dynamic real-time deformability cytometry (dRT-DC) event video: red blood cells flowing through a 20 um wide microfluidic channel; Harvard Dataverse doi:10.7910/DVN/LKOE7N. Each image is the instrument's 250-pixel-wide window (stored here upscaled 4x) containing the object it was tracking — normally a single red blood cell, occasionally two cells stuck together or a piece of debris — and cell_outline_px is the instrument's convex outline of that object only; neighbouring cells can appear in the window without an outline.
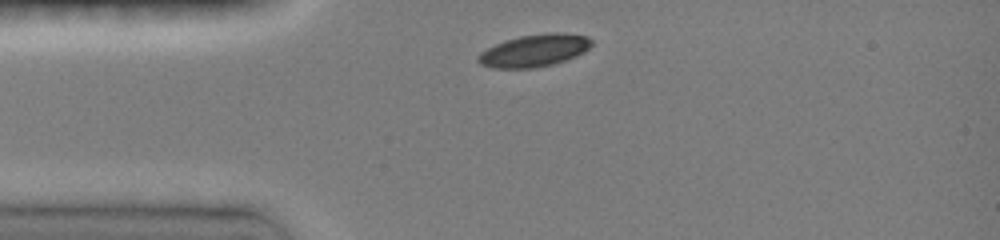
{"species": "common noctule bat (a hibernating species)", "species_latin": "Nyctalus noctula", "temperature_condition": "room temperature", "stored_images_in_passage": 10, "camera_frame_rate_fps": 3000, "um_per_image_px": 0.085, "animal": {"sex": "female", "body_mass_g": 19.0, "forearm_length_mm": 51.5}, "frame": {"image": 1, "passage_image": 1, "time_ms": 0.0, "image_size_px": [1000, 240], "cell_outline_px": [[592, 44], [584, 52], [576, 56], [552, 64], [532, 68], [492, 68], [480, 64], [476, 60], [476, 56], [480, 52], [504, 40], [520, 36], [548, 32], [556, 32], [588, 36], [592, 40]], "centroid_in_image_um": [45.39, 4.29], "position_along_channel_um": 39.6, "area_um2": 21.39}}
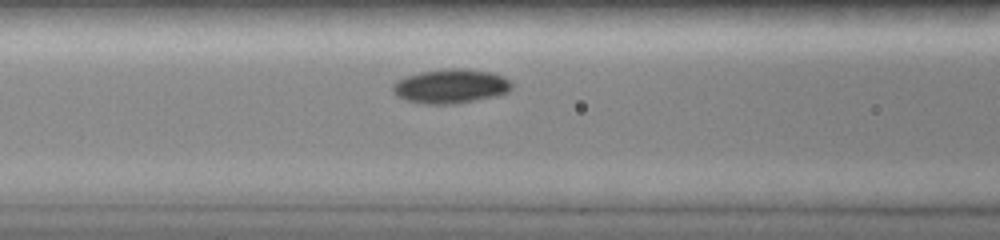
{"frame": {"image": 2, "passage_image": 5, "time_ms": 2.667, "image_size_px": [1000, 240], "cell_outline_px": [[512, 88], [508, 92], [496, 96], [456, 104], [420, 104], [404, 100], [396, 96], [392, 92], [392, 84], [396, 80], [420, 72], [448, 68], [464, 68], [492, 72], [504, 76], [512, 84]], "centroid_in_image_um": [38.29, 7.33], "position_along_channel_um": 128.3, "area_um2": 24.1}}